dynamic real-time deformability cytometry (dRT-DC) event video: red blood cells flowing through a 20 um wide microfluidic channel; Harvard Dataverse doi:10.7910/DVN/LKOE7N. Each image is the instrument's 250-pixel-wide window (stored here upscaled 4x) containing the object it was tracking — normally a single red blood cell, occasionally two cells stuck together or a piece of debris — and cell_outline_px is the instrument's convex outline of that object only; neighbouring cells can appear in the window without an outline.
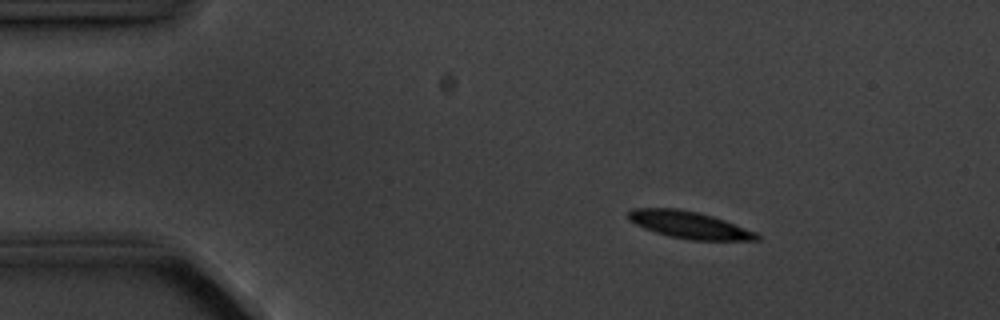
{"species": "common noctule bat (a hibernating species)", "species_latin": "Nyctalus noctula", "temperature_condition": "cold", "stored_images_in_passage": 4, "camera_frame_rate_fps": 3000, "um_per_image_px": 0.085, "animal": {"sex": "male", "body_mass_g": 20.1, "forearm_length_mm": 53.5}, "frame": {"image": 1, "passage_image": 2, "time_ms": 1.0, "image_size_px": [1000, 320], "cell_outline_px": [[760, 240], [688, 240], [668, 236], [644, 228], [628, 220], [628, 212], [632, 208], [676, 208], [696, 212], [712, 216], [724, 220], [756, 232], [760, 236]], "centroid_in_image_um": [58.56, 19.12], "position_along_channel_um": 26.4, "area_um2": 20.17}}